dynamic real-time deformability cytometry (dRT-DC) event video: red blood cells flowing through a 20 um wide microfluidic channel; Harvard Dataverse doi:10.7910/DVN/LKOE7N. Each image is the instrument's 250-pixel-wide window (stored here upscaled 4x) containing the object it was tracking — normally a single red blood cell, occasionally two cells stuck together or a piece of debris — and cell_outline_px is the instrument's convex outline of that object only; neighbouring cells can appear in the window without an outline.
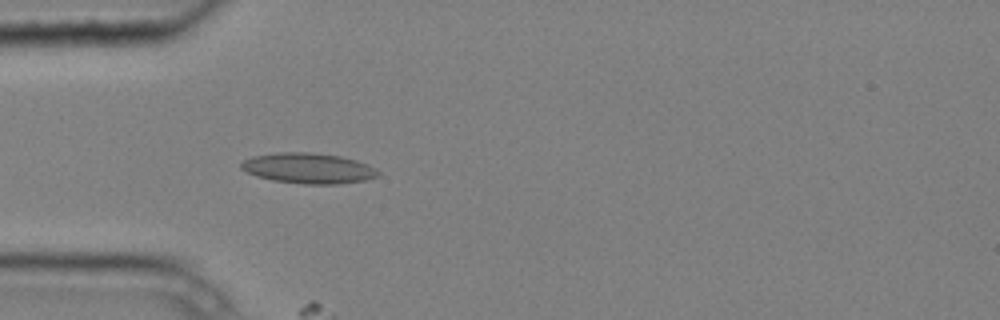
{"species": "common noctule bat (a hibernating species)", "species_latin": "Nyctalus noctula", "temperature_condition": "cold", "stored_images_in_passage": 3, "camera_frame_rate_fps": 3000, "um_per_image_px": 0.085, "animal": {"sex": "male", "body_mass_g": 20.4}, "frame": {"image": 1, "passage_image": 3, "time_ms": 0.667, "image_size_px": [1000, 320], "cell_outline_px": [[380, 176], [364, 180], [340, 184], [304, 184], [272, 180], [256, 176], [240, 168], [240, 164], [244, 160], [252, 156], [276, 152], [308, 152], [340, 156], [356, 160], [368, 164], [376, 168], [380, 172]], "centroid_in_image_um": [26.23, 14.3], "position_along_channel_um": 58.8, "area_um2": 24.45}}